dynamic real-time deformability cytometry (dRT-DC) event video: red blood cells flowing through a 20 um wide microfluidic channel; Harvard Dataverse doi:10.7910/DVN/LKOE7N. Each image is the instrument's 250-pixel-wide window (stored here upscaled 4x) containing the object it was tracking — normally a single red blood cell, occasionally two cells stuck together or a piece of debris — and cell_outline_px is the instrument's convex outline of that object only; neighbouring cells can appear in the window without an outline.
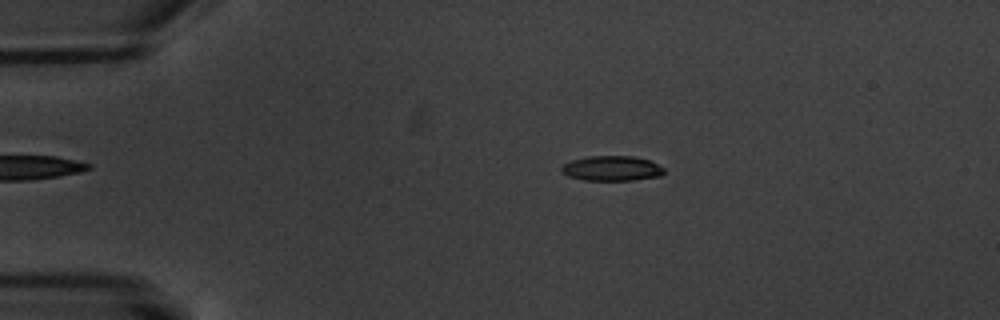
{"species": "common noctule bat (a hibernating species)", "species_latin": "Nyctalus noctula", "temperature_condition": "warm", "stored_images_in_passage": 3, "camera_frame_rate_fps": 3000, "um_per_image_px": 0.085, "animal": {"sex": "male", "body_mass_g": 20.1, "forearm_length_mm": 53.5}, "frame": {"image": 1, "passage_image": 2, "time_ms": 1.333, "image_size_px": [1000, 320], "cell_outline_px": [[664, 172], [660, 176], [636, 180], [584, 180], [568, 176], [560, 172], [560, 168], [564, 164], [572, 160], [588, 156], [632, 156], [648, 160], [664, 168]], "centroid_in_image_um": [51.97, 14.32], "position_along_channel_um": 33.0, "area_um2": 14.91}}